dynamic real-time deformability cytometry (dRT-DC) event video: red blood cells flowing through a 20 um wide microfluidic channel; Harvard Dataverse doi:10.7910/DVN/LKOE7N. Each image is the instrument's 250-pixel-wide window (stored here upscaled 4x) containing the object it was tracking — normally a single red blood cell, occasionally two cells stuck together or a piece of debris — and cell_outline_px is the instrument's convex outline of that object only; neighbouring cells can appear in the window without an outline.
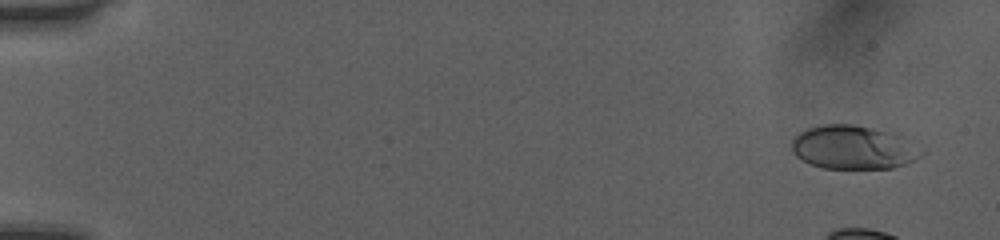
{"species": "human", "species_latin": "Homo sapiens", "temperature_condition": "room temperature", "stored_images_in_passage": 14, "camera_frame_rate_fps": 3000, "um_per_image_px": 0.085, "donor": {"sex": "female"}, "frame": {"image": 1, "passage_image": 3, "time_ms": 0.667, "image_size_px": [1000, 240], "cell_outline_px": [[924, 152], [920, 156], [904, 164], [892, 168], [824, 168], [808, 164], [796, 156], [792, 152], [792, 140], [800, 132], [808, 128], [824, 124], [852, 124], [900, 132]], "centroid_in_image_um": [72.55, 12.51], "position_along_channel_um": 12.4, "area_um2": 33.35}}